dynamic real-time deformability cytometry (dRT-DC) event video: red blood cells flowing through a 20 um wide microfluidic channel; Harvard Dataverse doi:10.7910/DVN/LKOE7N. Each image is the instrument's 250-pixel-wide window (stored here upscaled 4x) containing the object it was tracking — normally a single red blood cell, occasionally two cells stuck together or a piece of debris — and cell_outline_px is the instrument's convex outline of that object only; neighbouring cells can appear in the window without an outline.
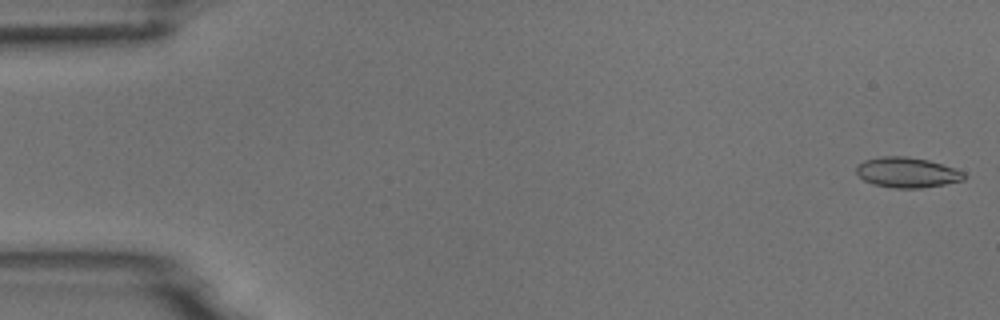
{"species": "common noctule bat (a hibernating species)", "species_latin": "Nyctalus noctula", "temperature_condition": "room temperature", "stored_images_in_passage": 5, "camera_frame_rate_fps": 3000, "um_per_image_px": 0.085, "animal": {"sex": "male", "body_mass_g": 18.8}, "frame": {"image": 1, "passage_image": 1, "time_ms": 0.0, "image_size_px": [1000, 320], "cell_outline_px": [[968, 176], [964, 180], [944, 184], [920, 188], [896, 188], [872, 184], [864, 180], [856, 172], [856, 168], [864, 160], [884, 156], [904, 156], [928, 160], [964, 172]], "centroid_in_image_um": [77.11, 14.66], "position_along_channel_um": 7.9, "area_um2": 18.79}}